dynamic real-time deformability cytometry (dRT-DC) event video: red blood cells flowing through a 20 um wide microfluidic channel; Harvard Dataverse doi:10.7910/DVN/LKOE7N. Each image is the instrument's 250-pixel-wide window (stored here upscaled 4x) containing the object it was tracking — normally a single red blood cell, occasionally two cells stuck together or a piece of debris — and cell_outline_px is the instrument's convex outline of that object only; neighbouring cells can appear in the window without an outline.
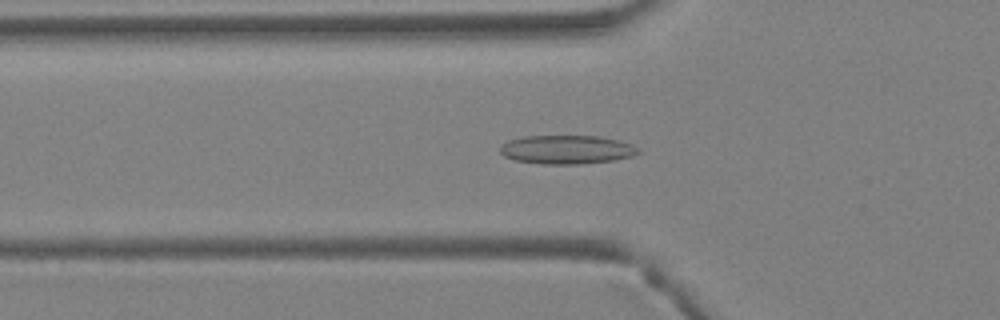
{"species": "Egyptian fruit bat (a non-hibernating species)", "species_latin": "Rousettus aegyptiacus", "temperature_condition": "warm", "stored_images_in_passage": 29, "camera_frame_rate_fps": 3000, "um_per_image_px": 0.085, "animal": {"sex": "female"}, "frame": {"image": 1, "passage_image": 3, "time_ms": 0.667, "image_size_px": [1000, 320], "cell_outline_px": [[640, 152], [632, 156], [616, 160], [580, 164], [540, 164], [516, 160], [504, 156], [500, 152], [500, 144], [508, 140], [524, 136], [600, 136], [620, 140], [632, 144]], "centroid_in_image_um": [48.16, 12.71], "position_along_channel_um": 77.6, "area_um2": 23.29}}
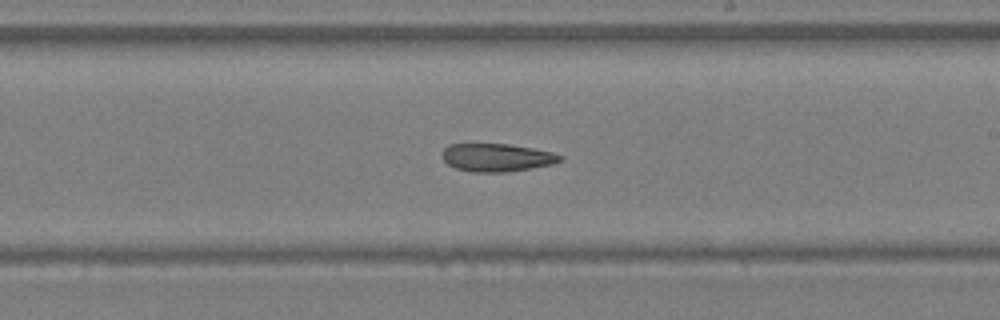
{"frame": {"image": 2, "passage_image": 13, "time_ms": 4.0, "image_size_px": [1000, 320], "cell_outline_px": [[564, 156], [560, 160], [552, 164], [532, 168], [508, 172], [472, 172], [456, 168], [448, 164], [440, 156], [444, 148], [448, 144], [508, 144], [532, 148], [552, 152]], "centroid_in_image_um": [42.2, 13.39], "position_along_channel_um": 246.8, "area_um2": 19.25}}
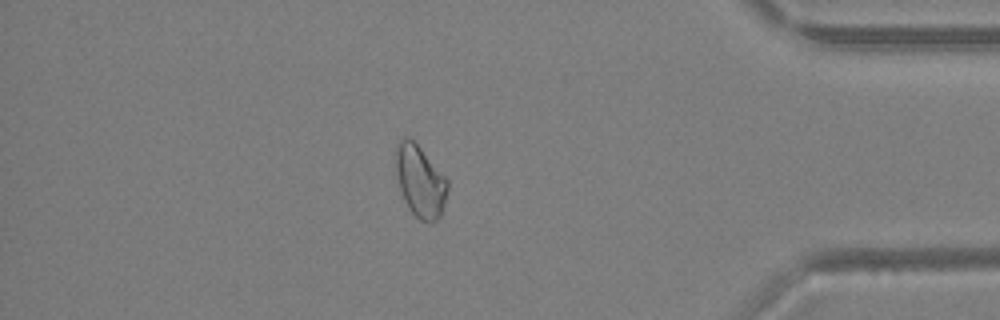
{"frame": {"image": 3, "passage_image": 24, "time_ms": 7.667, "image_size_px": [1000, 320], "cell_outline_px": [[448, 188], [444, 204], [440, 216], [432, 224], [420, 220], [408, 208], [404, 200], [400, 188], [396, 172], [396, 144], [404, 136], [408, 136], [420, 148], [448, 180]], "centroid_in_image_um": [35.71, 15.42], "position_along_channel_um": 399.5, "area_um2": 21.44}}